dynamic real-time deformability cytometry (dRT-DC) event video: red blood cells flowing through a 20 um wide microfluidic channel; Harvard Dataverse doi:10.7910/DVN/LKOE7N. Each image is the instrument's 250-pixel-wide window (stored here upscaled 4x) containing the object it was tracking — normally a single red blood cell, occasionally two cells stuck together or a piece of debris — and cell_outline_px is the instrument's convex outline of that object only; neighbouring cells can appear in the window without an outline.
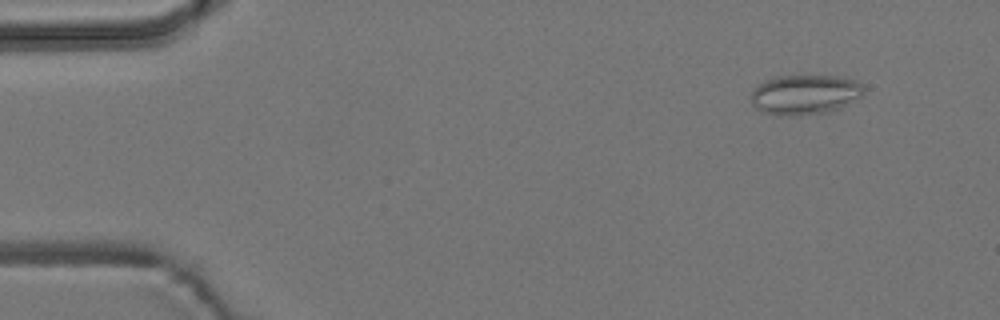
{"species": "common noctule bat (a hibernating species)", "species_latin": "Nyctalus noctula", "temperature_condition": "room temperature", "stored_images_in_passage": 5, "camera_frame_rate_fps": 3000, "um_per_image_px": 0.085, "animal": {"sex": "male", "body_mass_g": 19.2, "forearm_length_mm": 51.8}, "frame": {"image": 1, "passage_image": 2, "time_ms": 1.333, "image_size_px": [1000, 320], "cell_outline_px": [[864, 88], [860, 96], [840, 108], [828, 112], [800, 116], [788, 116], [764, 112], [756, 108], [752, 104], [752, 92], [764, 80], [776, 76], [836, 76], [856, 80]], "centroid_in_image_um": [68.41, 8.04], "position_along_channel_um": 16.6, "area_um2": 25.95}}